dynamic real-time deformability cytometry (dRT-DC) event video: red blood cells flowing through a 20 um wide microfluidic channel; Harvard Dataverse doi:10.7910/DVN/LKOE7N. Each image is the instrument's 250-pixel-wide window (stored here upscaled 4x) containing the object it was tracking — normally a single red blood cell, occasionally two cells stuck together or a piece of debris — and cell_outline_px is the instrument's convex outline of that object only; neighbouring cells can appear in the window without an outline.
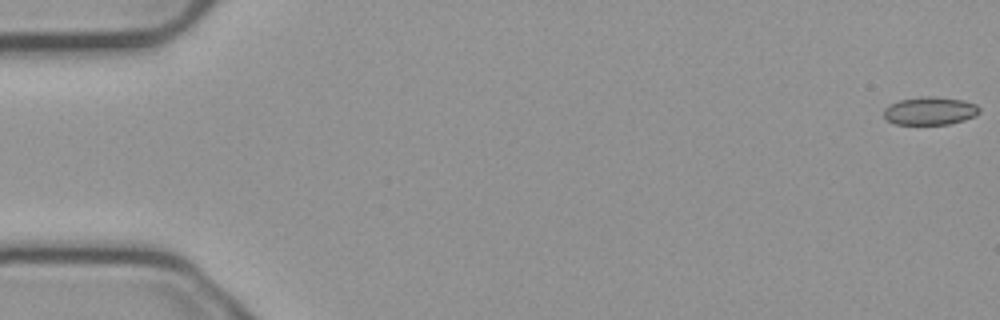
{"species": "common noctule bat (a hibernating species)", "species_latin": "Nyctalus noctula", "temperature_condition": "cold", "stored_images_in_passage": 18, "camera_frame_rate_fps": 3000, "um_per_image_px": 0.085, "animal": {"sex": "male", "body_mass_g": 23.1, "forearm_length_mm": 52.7}, "frame": {"image": 1, "passage_image": 1, "time_ms": 0.0, "image_size_px": [1000, 320], "cell_outline_px": [[980, 112], [976, 116], [964, 120], [948, 124], [896, 124], [888, 120], [884, 116], [884, 108], [888, 104], [900, 100], [920, 96], [936, 96], [964, 100], [976, 104], [980, 108]], "centroid_in_image_um": [79.07, 9.41], "position_along_channel_um": 5.9, "area_um2": 15.78}}
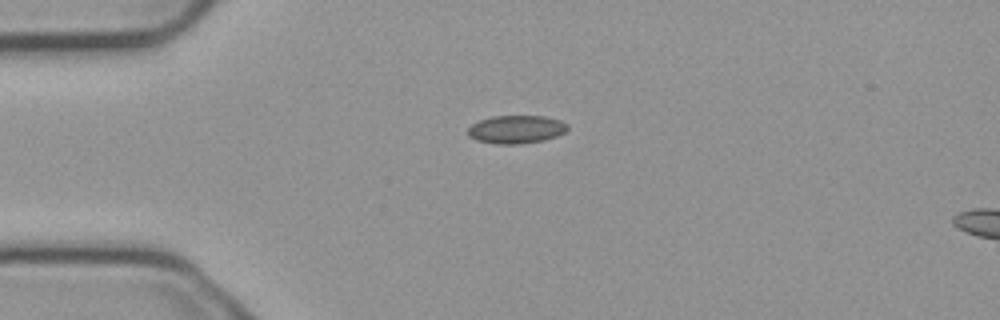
{"frame": {"image": 2, "passage_image": 14, "time_ms": 4.333, "image_size_px": [1000, 320], "cell_outline_px": [[568, 128], [564, 132], [556, 136], [540, 140], [516, 144], [496, 144], [476, 140], [468, 136], [468, 128], [472, 124], [480, 120], [492, 116], [544, 116], [560, 120], [568, 124]], "centroid_in_image_um": [43.85, 10.99], "position_along_channel_um": 41.1, "area_um2": 16.18}}